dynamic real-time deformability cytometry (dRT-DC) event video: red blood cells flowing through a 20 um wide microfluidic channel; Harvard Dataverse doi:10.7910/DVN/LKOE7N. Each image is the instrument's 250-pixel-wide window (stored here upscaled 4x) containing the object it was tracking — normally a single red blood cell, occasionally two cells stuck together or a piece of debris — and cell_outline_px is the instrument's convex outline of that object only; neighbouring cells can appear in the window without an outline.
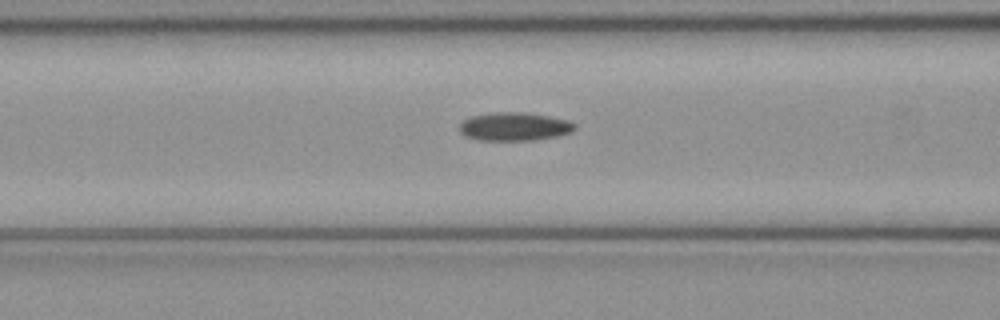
{"species": "common noctule bat (a hibernating species)", "species_latin": "Nyctalus noctula", "temperature_condition": "cold", "stored_images_in_passage": 50, "camera_frame_rate_fps": 3000, "um_per_image_px": 0.085, "animal": {"sex": "female", "body_mass_g": 21.9}, "frame": {"image": 1, "passage_image": 20, "time_ms": 6.333, "image_size_px": [1000, 320], "cell_outline_px": [[576, 128], [572, 132], [556, 136], [536, 140], [476, 140], [464, 136], [460, 132], [460, 124], [464, 120], [472, 116], [496, 112], [524, 112], [548, 116], [568, 120], [576, 124]], "centroid_in_image_um": [43.73, 10.76], "position_along_channel_um": 122.9, "area_um2": 19.07}}
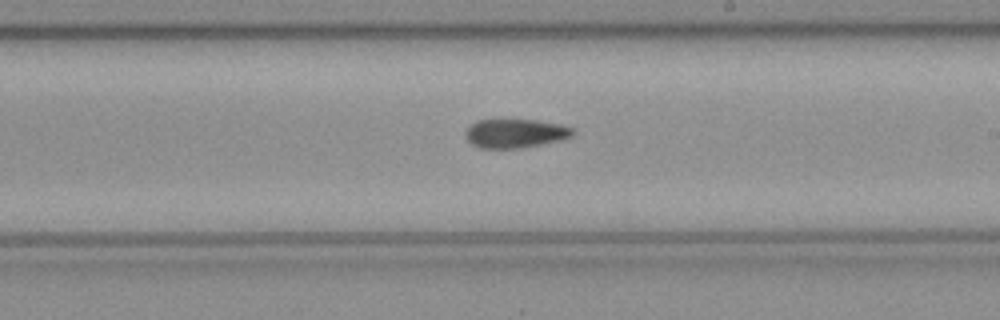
{"frame": {"image": 2, "passage_image": 29, "time_ms": 9.333, "image_size_px": [1000, 320], "cell_outline_px": [[576, 132], [572, 136], [560, 140], [540, 144], [516, 148], [480, 148], [472, 144], [464, 136], [464, 132], [468, 124], [476, 120], [496, 116], [536, 120], [560, 124], [572, 128]], "centroid_in_image_um": [43.7, 11.27], "position_along_channel_um": 245.3, "area_um2": 18.96}}
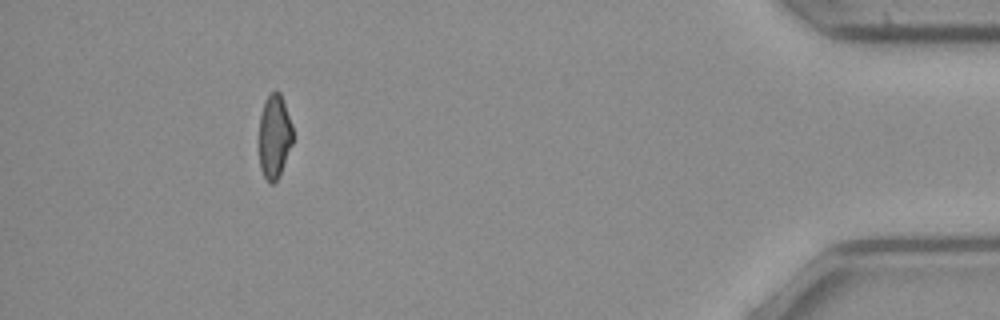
{"frame": {"image": 3, "passage_image": 46, "time_ms": 15.0, "image_size_px": [1000, 320], "cell_outline_px": [[292, 144], [280, 176], [272, 184], [268, 184], [260, 168], [260, 116], [264, 100], [276, 88], [280, 92], [292, 124]], "centroid_in_image_um": [23.33, 11.6], "position_along_channel_um": 411.9, "area_um2": 16.53}}